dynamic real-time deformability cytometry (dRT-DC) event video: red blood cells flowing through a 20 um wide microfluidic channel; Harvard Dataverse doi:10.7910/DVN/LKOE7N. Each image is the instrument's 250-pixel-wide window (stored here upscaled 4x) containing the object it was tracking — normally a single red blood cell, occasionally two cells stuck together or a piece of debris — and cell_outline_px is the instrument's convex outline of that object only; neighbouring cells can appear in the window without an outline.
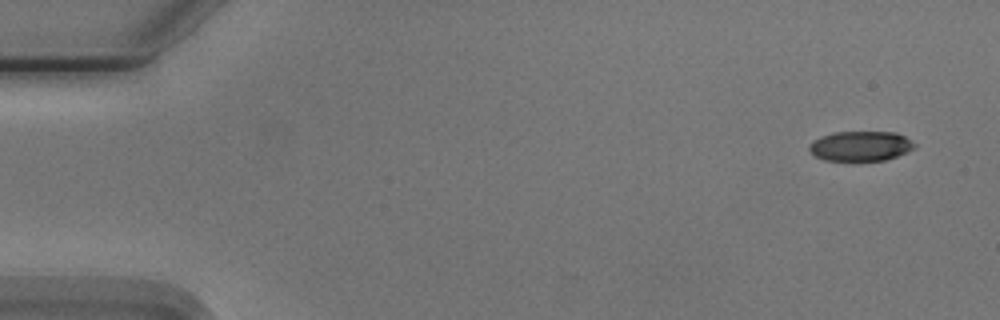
{"species": "Egyptian fruit bat (a non-hibernating species)", "species_latin": "Rousettus aegyptiacus", "temperature_condition": "cold", "stored_images_in_passage": 53, "camera_frame_rate_fps": 3000, "um_per_image_px": 0.085, "animal": {"sex": "male"}, "frame": {"image": 1, "passage_image": 1, "time_ms": 0.0, "image_size_px": [1000, 320], "cell_outline_px": [[916, 148], [908, 152], [884, 160], [824, 160], [808, 152], [808, 144], [812, 140], [820, 136], [836, 132], [896, 132], [904, 136], [916, 144]], "centroid_in_image_um": [73.12, 12.41], "position_along_channel_um": 11.9, "area_um2": 18.44}}
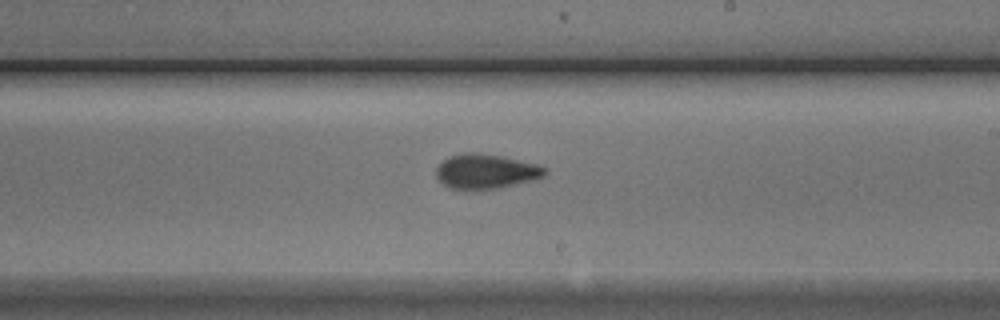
{"frame": {"image": 2, "passage_image": 30, "time_ms": 9.667, "image_size_px": [1000, 320], "cell_outline_px": [[548, 172], [544, 176], [532, 180], [500, 188], [472, 192], [448, 188], [436, 176], [436, 168], [444, 160], [452, 156], [472, 152], [476, 152], [500, 156], [536, 164], [544, 168]], "centroid_in_image_um": [41.27, 14.62], "position_along_channel_um": 247.7, "area_um2": 22.08}}
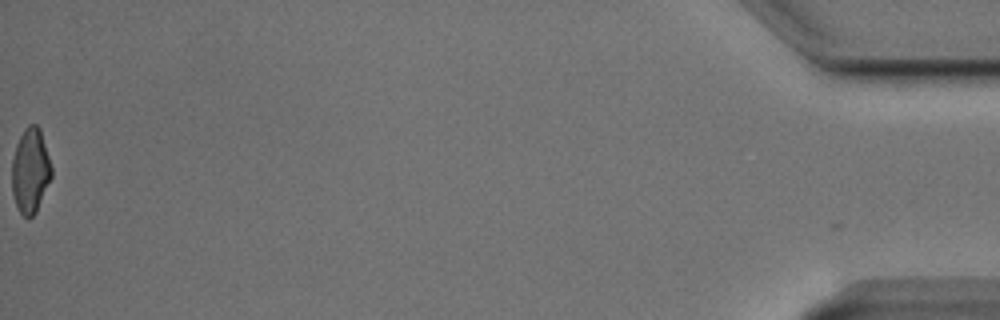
{"frame": {"image": 3, "passage_image": 53, "time_ms": 17.333, "image_size_px": [1000, 320], "cell_outline_px": [[52, 176], [36, 212], [32, 216], [24, 216], [16, 208], [12, 196], [12, 160], [16, 144], [24, 128], [28, 124], [36, 124], [40, 128], [52, 168]], "centroid_in_image_um": [2.57, 14.5], "position_along_channel_um": 432.6, "area_um2": 19.65}, "authors_computed_cell_mechanics": {"area_um2": 20.5768, "velocity_mm_per_s": 3.7489, "shape_relaxation_time_tau1_ms": 5.4127, "shape_relaxation_time_tau2_ms": 2.2378, "deformation_change_tau1": 0.1394, "deformation_change_tau2": 0.0899}}